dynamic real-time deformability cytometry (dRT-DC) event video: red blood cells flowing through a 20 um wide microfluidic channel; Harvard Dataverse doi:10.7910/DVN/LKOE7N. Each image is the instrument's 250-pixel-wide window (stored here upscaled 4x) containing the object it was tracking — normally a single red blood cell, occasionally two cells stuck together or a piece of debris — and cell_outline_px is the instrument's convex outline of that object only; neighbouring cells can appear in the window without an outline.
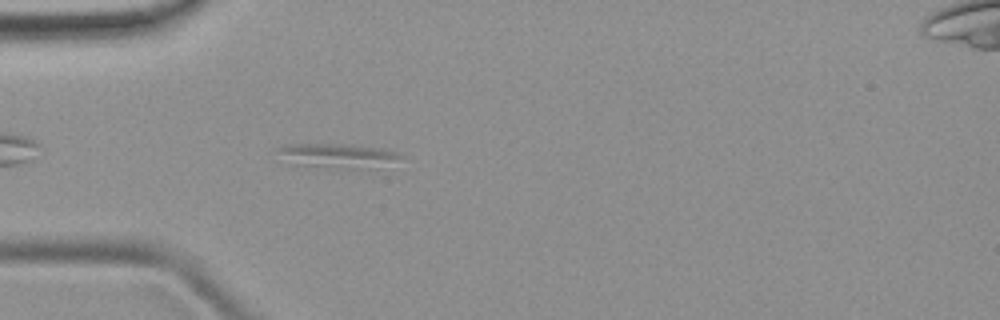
{"species": "common noctule bat (a hibernating species)", "species_latin": "Nyctalus noctula", "temperature_condition": "room temperature", "stored_images_in_passage": 39, "segment_of_instrument_passage": [1, 2], "camera_frame_rate_fps": 3000, "um_per_image_px": 0.085, "animal": {"sex": "female", "body_mass_g": 19.9}, "frame": {"image": 1, "passage_image": 4, "time_ms": 1.0, "image_size_px": [1000, 320], "cell_outline_px": [[404, 156], [376, 168], [348, 168], [296, 164], [280, 152], [276, 148], [292, 144], [352, 144], [384, 148], [396, 152]], "centroid_in_image_um": [28.82, 13.21], "position_along_channel_um": 56.2, "area_um2": 16.76}}
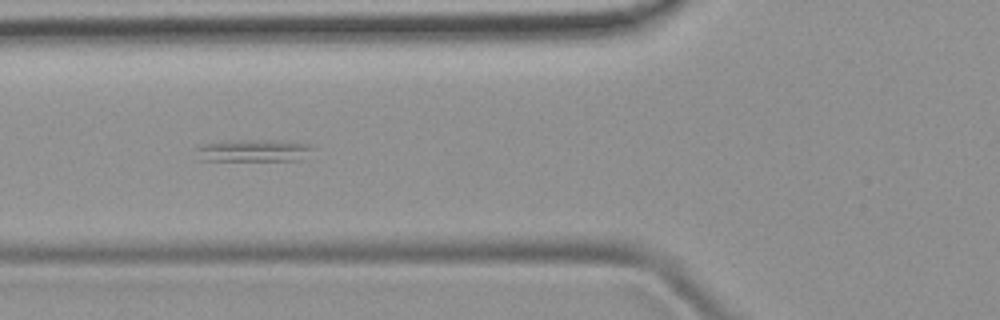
{"frame": {"image": 2, "passage_image": 8, "time_ms": 2.333, "image_size_px": [1000, 320], "cell_outline_px": [[312, 148], [300, 160], [196, 160], [196, 148], [200, 144], [232, 140], [264, 140], [308, 144]], "centroid_in_image_um": [21.4, 12.8], "position_along_channel_um": 104.4, "area_um2": 14.8}}
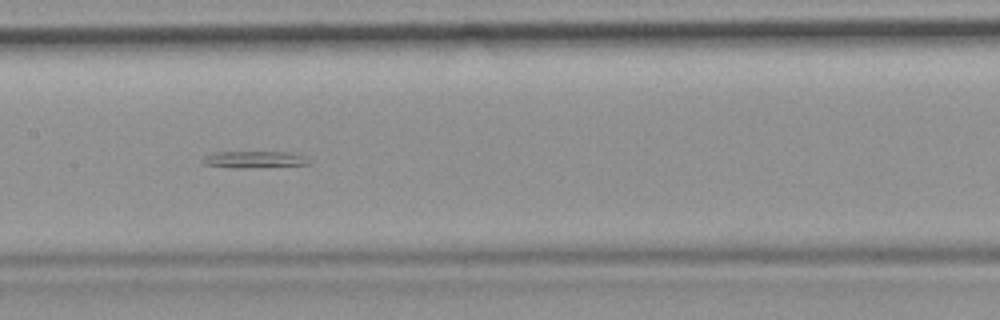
{"frame": {"image": 3, "passage_image": 14, "time_ms": 4.333, "image_size_px": [1000, 320], "cell_outline_px": [[312, 164], [244, 168], [232, 168], [204, 164], [200, 160], [204, 156], [212, 152], [296, 152], [308, 156], [312, 160]], "centroid_in_image_um": [21.69, 13.55], "position_along_channel_um": 185.7, "area_um2": 10.75}}